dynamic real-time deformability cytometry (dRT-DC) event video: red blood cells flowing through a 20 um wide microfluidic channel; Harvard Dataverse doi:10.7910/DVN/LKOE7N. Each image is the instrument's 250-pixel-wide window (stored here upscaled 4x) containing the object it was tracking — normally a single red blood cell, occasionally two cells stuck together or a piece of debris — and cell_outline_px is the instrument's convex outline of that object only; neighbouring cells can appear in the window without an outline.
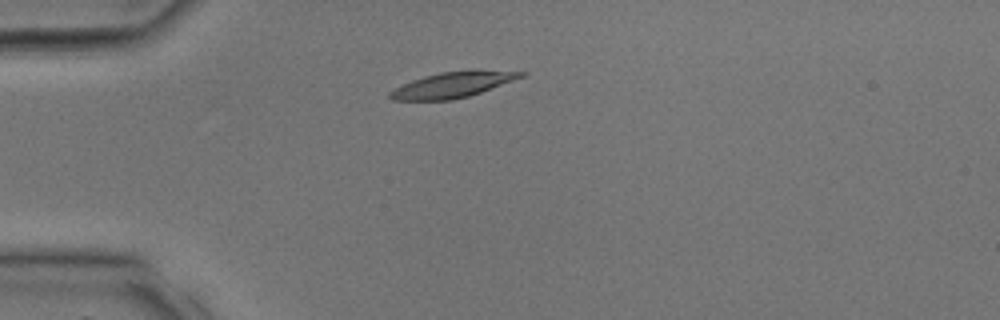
{"species": "common noctule bat (a hibernating species)", "species_latin": "Nyctalus noctula", "temperature_condition": "room temperature", "stored_images_in_passage": 16, "camera_frame_rate_fps": 3000, "um_per_image_px": 0.085, "animal": {"sex": "male", "body_mass_g": 17.9, "forearm_length_mm": 54.2}, "frame": {"image": 1, "passage_image": 1, "time_ms": 0.0, "image_size_px": [1000, 320], "cell_outline_px": [[528, 72], [524, 76], [480, 92], [468, 96], [452, 100], [392, 100], [388, 96], [388, 92], [412, 80], [424, 76], [440, 72], [472, 68], [476, 68]], "centroid_in_image_um": [38.52, 7.17], "position_along_channel_um": 46.5, "area_um2": 19.83}}